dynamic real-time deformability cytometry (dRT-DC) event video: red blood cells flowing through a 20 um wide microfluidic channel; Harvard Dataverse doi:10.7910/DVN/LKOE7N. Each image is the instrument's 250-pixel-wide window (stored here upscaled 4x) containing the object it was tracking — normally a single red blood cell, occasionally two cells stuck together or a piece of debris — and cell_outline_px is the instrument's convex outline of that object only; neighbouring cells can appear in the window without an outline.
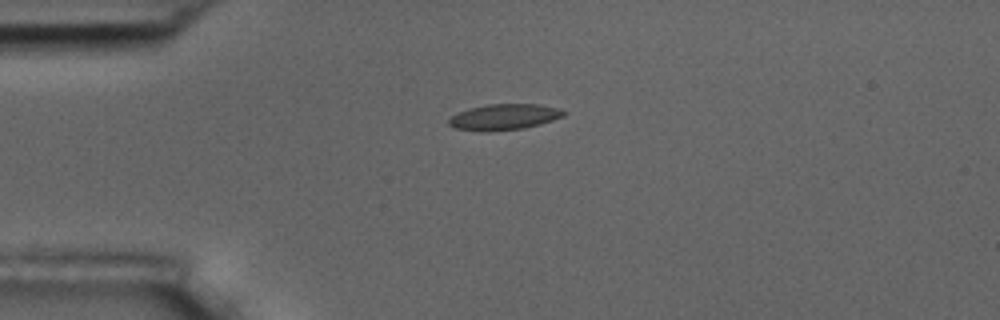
{"species": "common noctule bat (a hibernating species)", "species_latin": "Nyctalus noctula", "temperature_condition": "room temperature", "stored_images_in_passage": 2, "camera_frame_rate_fps": 3000, "um_per_image_px": 0.085, "animal": {"sex": "male", "body_mass_g": 17.5, "forearm_length_mm": 52.3}, "frame": {"image": 1, "passage_image": 2, "time_ms": 1.333, "image_size_px": [1000, 320], "cell_outline_px": [[568, 112], [564, 116], [540, 124], [524, 128], [488, 132], [484, 132], [452, 128], [448, 124], [448, 120], [452, 116], [468, 108], [488, 104], [540, 104], [560, 108]], "centroid_in_image_um": [42.86, 9.94], "position_along_channel_um": 42.1, "area_um2": 17.57}}